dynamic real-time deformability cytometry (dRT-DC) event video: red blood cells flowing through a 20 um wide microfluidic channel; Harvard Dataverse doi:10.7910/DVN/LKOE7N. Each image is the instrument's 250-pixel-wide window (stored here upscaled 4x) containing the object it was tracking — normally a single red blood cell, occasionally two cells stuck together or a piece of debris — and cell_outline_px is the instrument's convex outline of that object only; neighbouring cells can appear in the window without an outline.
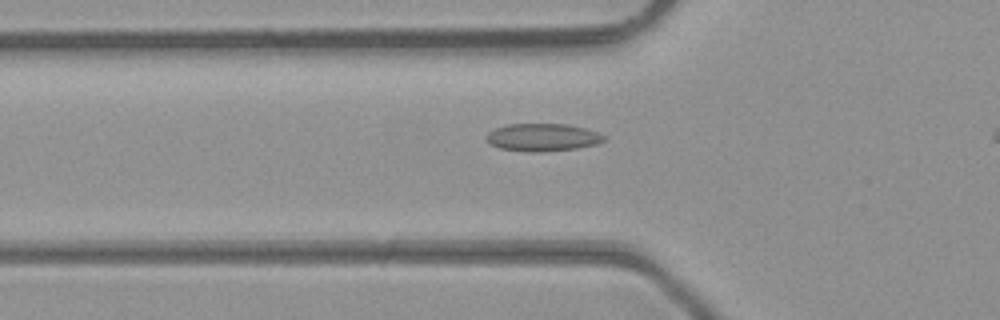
{"species": "common noctule bat (a hibernating species)", "species_latin": "Nyctalus noctula", "temperature_condition": "room temperature", "stored_images_in_passage": 36, "camera_frame_rate_fps": 3000, "um_per_image_px": 0.085, "animal": {"sex": "male", "body_mass_g": 23.1, "forearm_length_mm": 52.7}, "frame": {"image": 1, "passage_image": 11, "time_ms": 3.333, "image_size_px": [1000, 320], "cell_outline_px": [[604, 140], [596, 144], [576, 148], [540, 152], [528, 152], [500, 148], [492, 144], [488, 140], [488, 132], [496, 128], [508, 124], [568, 124], [584, 128], [596, 132], [604, 136]], "centroid_in_image_um": [46.12, 11.67], "position_along_channel_um": 79.7, "area_um2": 18.61}}
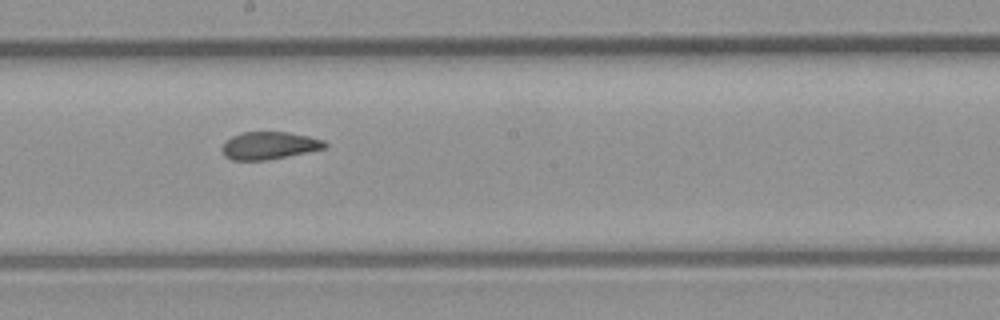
{"frame": {"image": 2, "passage_image": 21, "time_ms": 6.667, "image_size_px": [1000, 320], "cell_outline_px": [[328, 144], [324, 148], [308, 152], [288, 156], [264, 160], [232, 160], [224, 156], [220, 148], [232, 136], [240, 132], [288, 132], [308, 136], [324, 140]], "centroid_in_image_um": [22.87, 12.37], "position_along_channel_um": 225.3, "area_um2": 16.47}}
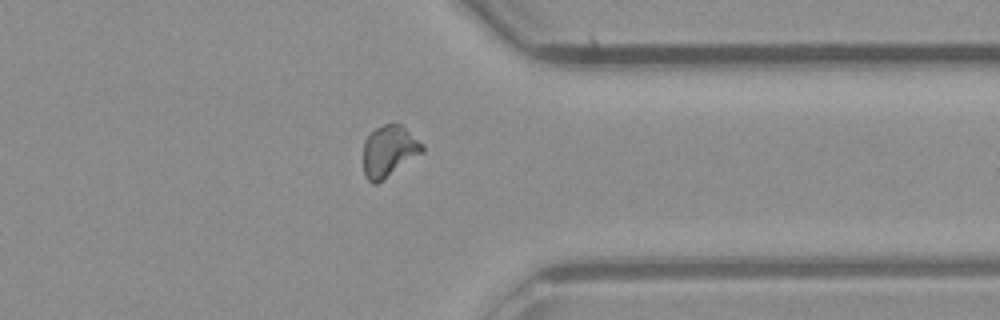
{"frame": {"image": 3, "passage_image": 32, "time_ms": 10.333, "image_size_px": [1000, 320], "cell_outline_px": [[424, 152], [376, 184], [372, 184], [368, 180], [364, 172], [364, 140], [376, 128], [384, 124], [400, 124], [424, 144]], "centroid_in_image_um": [33.08, 12.85], "position_along_channel_um": 378.3, "area_um2": 17.46}}